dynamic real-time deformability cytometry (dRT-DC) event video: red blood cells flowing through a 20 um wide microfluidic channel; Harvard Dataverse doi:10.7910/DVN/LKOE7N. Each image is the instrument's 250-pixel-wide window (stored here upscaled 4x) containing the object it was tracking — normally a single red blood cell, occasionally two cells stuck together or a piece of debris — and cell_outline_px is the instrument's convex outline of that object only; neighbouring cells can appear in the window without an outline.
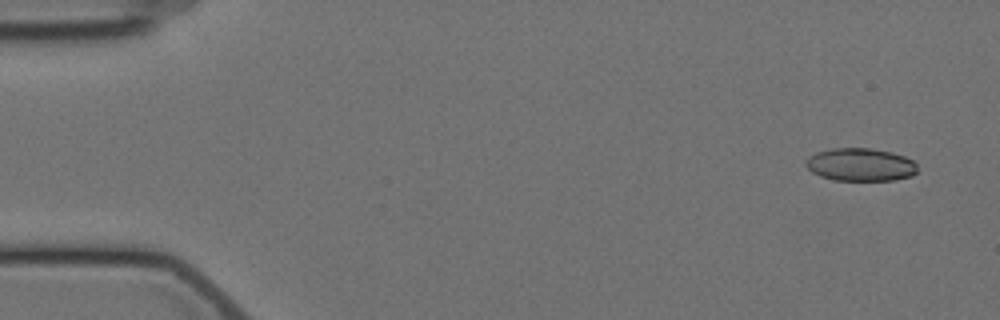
{"species": "Egyptian fruit bat (a non-hibernating species)", "species_latin": "Rousettus aegyptiacus", "temperature_condition": "cold", "stored_images_in_passage": 5, "camera_frame_rate_fps": 3000, "um_per_image_px": 0.085, "animal": {"sex": "female"}, "frame": {"image": 1, "passage_image": 1, "time_ms": 0.0, "image_size_px": [1000, 320], "cell_outline_px": [[916, 172], [912, 176], [892, 180], [836, 180], [820, 176], [812, 172], [804, 164], [808, 156], [816, 152], [832, 148], [868, 148], [892, 152], [904, 156], [912, 160], [916, 164]], "centroid_in_image_um": [73.11, 13.99], "position_along_channel_um": 11.9, "area_um2": 21.39}}
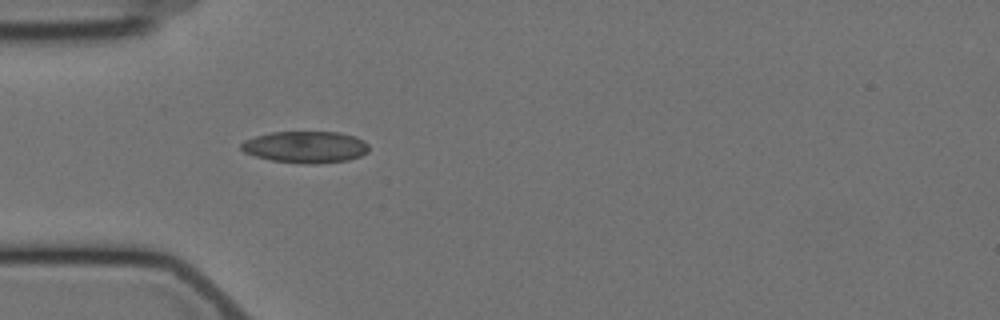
{"frame": {"image": 2, "passage_image": 5, "time_ms": 4.667, "image_size_px": [1000, 320], "cell_outline_px": [[368, 152], [360, 156], [348, 160], [316, 164], [308, 164], [272, 160], [256, 156], [244, 152], [240, 148], [240, 144], [244, 140], [256, 136], [272, 132], [340, 132], [356, 136], [364, 140], [368, 144]], "centroid_in_image_um": [25.99, 12.49], "position_along_channel_um": 59.0, "area_um2": 23.64}}